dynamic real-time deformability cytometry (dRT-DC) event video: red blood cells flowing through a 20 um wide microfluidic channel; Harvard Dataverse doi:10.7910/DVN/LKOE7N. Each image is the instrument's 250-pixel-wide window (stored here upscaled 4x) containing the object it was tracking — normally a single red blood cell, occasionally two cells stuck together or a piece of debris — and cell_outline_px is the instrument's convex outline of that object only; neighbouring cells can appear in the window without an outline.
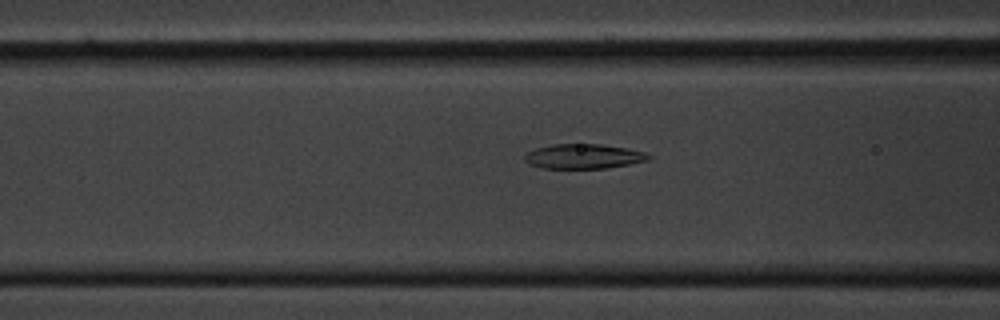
{"species": "common noctule bat (a hibernating species)", "species_latin": "Nyctalus noctula", "temperature_condition": "cold", "stored_images_in_passage": 43, "camera_frame_rate_fps": 3000, "um_per_image_px": 0.085, "animal": {"sex": "male", "body_mass_g": 20.1, "forearm_length_mm": 53.5}, "frame": {"image": 1, "passage_image": 9, "time_ms": 2.667, "image_size_px": [1000, 320], "cell_outline_px": [[652, 156], [648, 160], [608, 168], [540, 168], [528, 164], [524, 160], [524, 156], [528, 152], [536, 148], [552, 144], [600, 144], [628, 148], [644, 152]], "centroid_in_image_um": [49.58, 13.29], "position_along_channel_um": 117.0, "area_um2": 17.86}}
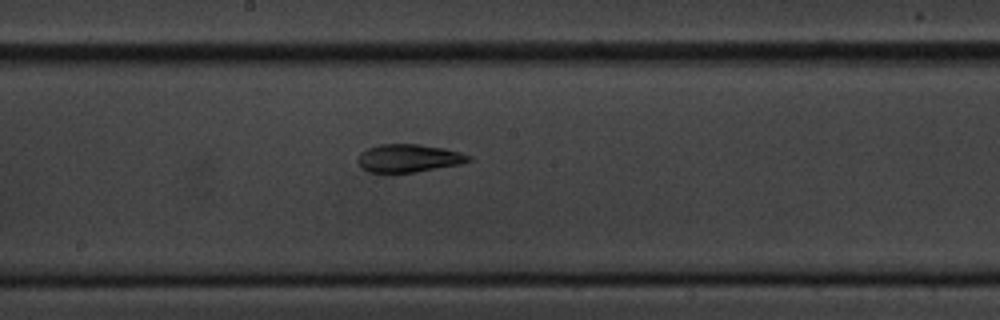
{"frame": {"image": 2, "passage_image": 17, "time_ms": 5.333, "image_size_px": [1000, 320], "cell_outline_px": [[472, 160], [460, 164], [416, 172], [368, 172], [360, 168], [356, 160], [360, 152], [368, 148], [380, 144], [420, 144], [444, 148], [460, 152], [472, 156]], "centroid_in_image_um": [34.71, 13.44], "position_along_channel_um": 213.5, "area_um2": 18.21}}
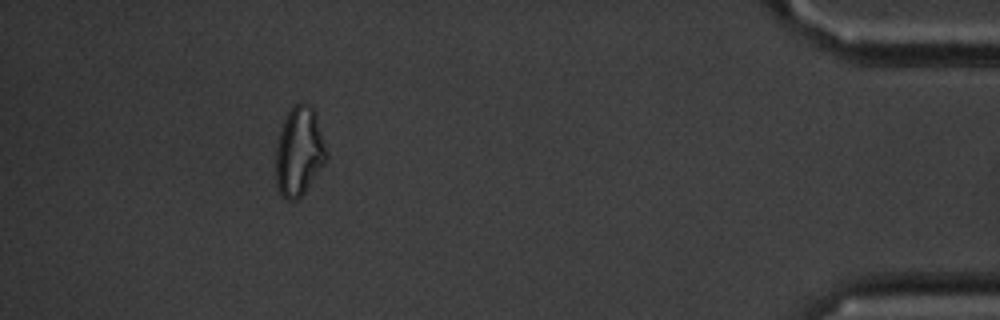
{"frame": {"image": 3, "passage_image": 38, "time_ms": 12.333, "image_size_px": [1000, 320], "cell_outline_px": [[328, 160], [304, 192], [296, 200], [288, 200], [276, 188], [276, 140], [284, 120], [292, 104], [300, 100], [308, 104], [316, 112], [328, 152]], "centroid_in_image_um": [25.44, 12.83], "position_along_channel_um": 409.8, "area_um2": 26.76}, "authors_computed_cell_mechanics": {"area_um2": 18.6694, "velocity_mm_per_s": 3.6073, "shape_relaxation_time_tau1_ms": 10.3277, "shape_relaxation_time_tau2_ms": 3.8142, "deformation_change_tau1": 0.2422, "deformation_change_tau2": 0.1074}}